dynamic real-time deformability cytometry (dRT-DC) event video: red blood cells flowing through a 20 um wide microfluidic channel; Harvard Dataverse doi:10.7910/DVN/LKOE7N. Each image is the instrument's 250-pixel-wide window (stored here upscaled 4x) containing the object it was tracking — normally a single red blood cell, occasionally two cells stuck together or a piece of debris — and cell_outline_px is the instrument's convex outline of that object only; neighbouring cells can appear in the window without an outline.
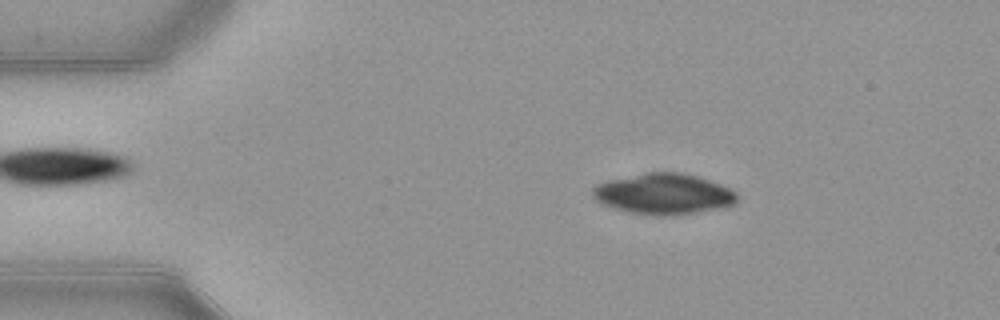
{"species": "common noctule bat (a hibernating species)", "species_latin": "Nyctalus noctula", "temperature_condition": "warm", "stored_images_in_passage": 51, "camera_frame_rate_fps": 3000, "um_per_image_px": 0.085, "animal": {"sex": "female", "body_mass_g": 21.9}, "frame": {"image": 1, "passage_image": 8, "time_ms": 2.333, "image_size_px": [1000, 320], "cell_outline_px": [[736, 204], [724, 208], [660, 216], [656, 216], [628, 212], [604, 204], [596, 200], [592, 196], [592, 188], [596, 184], [608, 180], [644, 172], [680, 172], [696, 176], [720, 184], [736, 192]], "centroid_in_image_um": [56.39, 16.47], "position_along_channel_um": 28.6, "area_um2": 34.16}}
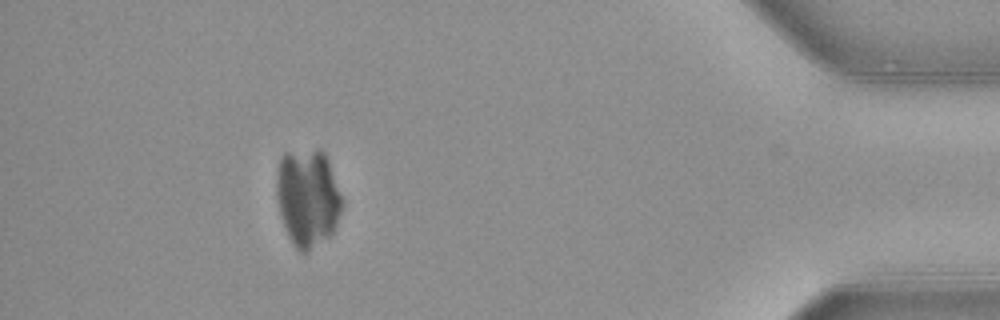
{"frame": {"image": 2, "passage_image": 46, "time_ms": 15.0, "image_size_px": [1000, 320], "cell_outline_px": [[344, 204], [336, 224], [332, 232], [328, 236], [308, 252], [300, 252], [292, 244], [288, 236], [280, 216], [276, 196], [276, 176], [280, 160], [284, 152], [316, 148], [320, 148], [324, 152], [328, 160]], "centroid_in_image_um": [26.14, 16.78], "position_along_channel_um": 409.1, "area_um2": 37.63}}